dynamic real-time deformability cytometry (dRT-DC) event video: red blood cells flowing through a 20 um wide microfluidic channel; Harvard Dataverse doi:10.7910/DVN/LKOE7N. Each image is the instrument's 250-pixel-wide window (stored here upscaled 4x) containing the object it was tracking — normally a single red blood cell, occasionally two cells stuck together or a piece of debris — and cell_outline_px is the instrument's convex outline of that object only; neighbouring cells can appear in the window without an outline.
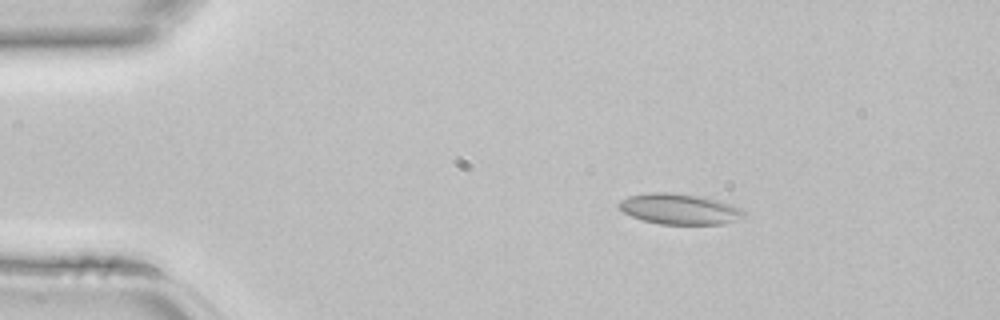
{"species": "common noctule bat (a hibernating species)", "species_latin": "Nyctalus noctula", "temperature_condition": "room temperature", "stored_images_in_passage": 45, "camera_frame_rate_fps": 3000, "um_per_image_px": 0.085, "animal": {"sex": "female", "body_mass_g": 22.7, "forearm_length_mm": 54.2}, "frame": {"image": 1, "passage_image": 8, "time_ms": 2.333, "image_size_px": [1000, 320], "cell_outline_px": [[744, 216], [724, 224], [660, 224], [644, 220], [632, 216], [624, 212], [616, 204], [620, 200], [628, 196], [648, 192], [672, 192], [696, 196], [716, 200], [732, 204], [740, 208], [744, 212]], "centroid_in_image_um": [57.71, 17.76], "position_along_channel_um": 27.3, "area_um2": 22.14}}
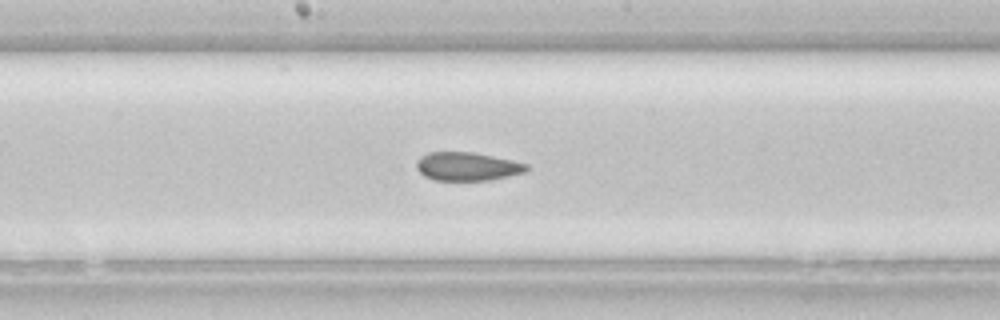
{"frame": {"image": 2, "passage_image": 24, "time_ms": 7.667, "image_size_px": [1000, 320], "cell_outline_px": [[528, 168], [524, 172], [492, 180], [432, 180], [424, 176], [416, 168], [416, 160], [420, 156], [428, 152], [472, 152], [512, 160], [528, 164]], "centroid_in_image_um": [39.67, 14.15], "position_along_channel_um": 208.5, "area_um2": 18.26}}
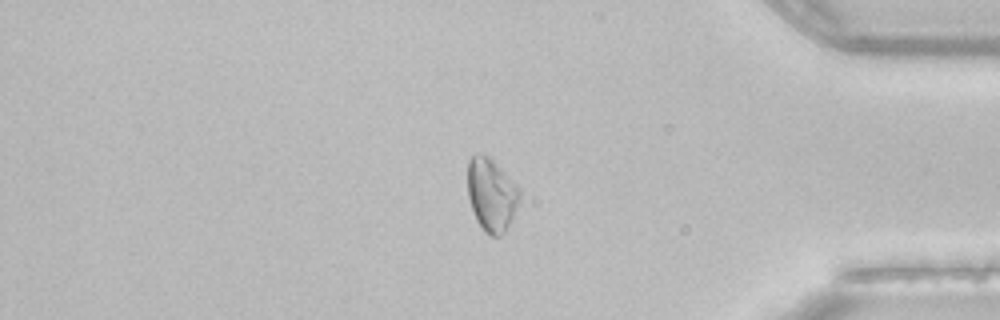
{"frame": {"image": 3, "passage_image": 38, "time_ms": 12.333, "image_size_px": [1000, 320], "cell_outline_px": [[520, 200], [504, 232], [500, 236], [492, 236], [484, 232], [476, 220], [468, 196], [468, 160], [472, 156], [480, 152], [484, 152], [520, 188]], "centroid_in_image_um": [41.76, 16.53], "position_along_channel_um": 393.4, "area_um2": 21.91}}